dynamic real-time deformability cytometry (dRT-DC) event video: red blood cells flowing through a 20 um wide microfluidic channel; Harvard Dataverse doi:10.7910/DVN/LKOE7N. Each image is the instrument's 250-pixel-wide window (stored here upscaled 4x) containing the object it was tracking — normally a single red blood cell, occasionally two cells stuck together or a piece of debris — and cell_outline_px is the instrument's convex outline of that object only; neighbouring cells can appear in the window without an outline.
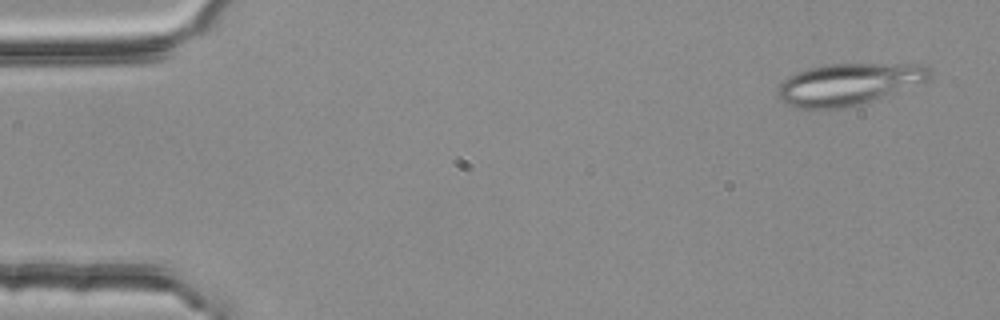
{"species": "common noctule bat (a hibernating species)", "species_latin": "Nyctalus noctula", "temperature_condition": "room temperature", "stored_images_in_passage": 4, "camera_frame_rate_fps": 3000, "um_per_image_px": 0.085, "animal": {"sex": "female", "body_mass_g": 25.1}, "frame": {"image": 1, "passage_image": 1, "time_ms": 0.0, "image_size_px": [1000, 320], "cell_outline_px": [[932, 76], [928, 80], [856, 104], [836, 108], [792, 108], [780, 100], [776, 92], [780, 84], [788, 76], [796, 72], [808, 68], [824, 64], [924, 64], [932, 72]], "centroid_in_image_um": [72.05, 7.12], "position_along_channel_um": 13.0, "area_um2": 36.24}}